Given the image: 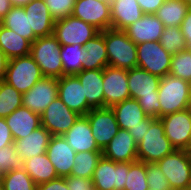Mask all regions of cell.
<instances>
[{
    "mask_svg": "<svg viewBox=\"0 0 191 190\" xmlns=\"http://www.w3.org/2000/svg\"><path fill=\"white\" fill-rule=\"evenodd\" d=\"M69 190H95L94 183L90 178H82L75 176L65 177Z\"/></svg>",
    "mask_w": 191,
    "mask_h": 190,
    "instance_id": "obj_43",
    "label": "cell"
},
{
    "mask_svg": "<svg viewBox=\"0 0 191 190\" xmlns=\"http://www.w3.org/2000/svg\"><path fill=\"white\" fill-rule=\"evenodd\" d=\"M129 170L130 162L117 163L102 155L92 176L95 190H124Z\"/></svg>",
    "mask_w": 191,
    "mask_h": 190,
    "instance_id": "obj_8",
    "label": "cell"
},
{
    "mask_svg": "<svg viewBox=\"0 0 191 190\" xmlns=\"http://www.w3.org/2000/svg\"><path fill=\"white\" fill-rule=\"evenodd\" d=\"M104 107L130 99L128 70L107 65L103 69Z\"/></svg>",
    "mask_w": 191,
    "mask_h": 190,
    "instance_id": "obj_14",
    "label": "cell"
},
{
    "mask_svg": "<svg viewBox=\"0 0 191 190\" xmlns=\"http://www.w3.org/2000/svg\"><path fill=\"white\" fill-rule=\"evenodd\" d=\"M0 24L15 31L31 43L37 39L32 29H30L29 16L26 15L24 6H13L11 10L0 20Z\"/></svg>",
    "mask_w": 191,
    "mask_h": 190,
    "instance_id": "obj_31",
    "label": "cell"
},
{
    "mask_svg": "<svg viewBox=\"0 0 191 190\" xmlns=\"http://www.w3.org/2000/svg\"><path fill=\"white\" fill-rule=\"evenodd\" d=\"M169 74L191 83V50L185 49L182 52L172 55Z\"/></svg>",
    "mask_w": 191,
    "mask_h": 190,
    "instance_id": "obj_39",
    "label": "cell"
},
{
    "mask_svg": "<svg viewBox=\"0 0 191 190\" xmlns=\"http://www.w3.org/2000/svg\"><path fill=\"white\" fill-rule=\"evenodd\" d=\"M165 0H137L144 14H155Z\"/></svg>",
    "mask_w": 191,
    "mask_h": 190,
    "instance_id": "obj_46",
    "label": "cell"
},
{
    "mask_svg": "<svg viewBox=\"0 0 191 190\" xmlns=\"http://www.w3.org/2000/svg\"><path fill=\"white\" fill-rule=\"evenodd\" d=\"M51 136L45 127L40 126L25 138L14 140L13 145L16 153L24 161L46 153Z\"/></svg>",
    "mask_w": 191,
    "mask_h": 190,
    "instance_id": "obj_25",
    "label": "cell"
},
{
    "mask_svg": "<svg viewBox=\"0 0 191 190\" xmlns=\"http://www.w3.org/2000/svg\"><path fill=\"white\" fill-rule=\"evenodd\" d=\"M62 136L76 153L102 152L96 144L86 116H79L74 125Z\"/></svg>",
    "mask_w": 191,
    "mask_h": 190,
    "instance_id": "obj_20",
    "label": "cell"
},
{
    "mask_svg": "<svg viewBox=\"0 0 191 190\" xmlns=\"http://www.w3.org/2000/svg\"><path fill=\"white\" fill-rule=\"evenodd\" d=\"M180 27L185 37L187 48L191 50V8L188 10Z\"/></svg>",
    "mask_w": 191,
    "mask_h": 190,
    "instance_id": "obj_47",
    "label": "cell"
},
{
    "mask_svg": "<svg viewBox=\"0 0 191 190\" xmlns=\"http://www.w3.org/2000/svg\"><path fill=\"white\" fill-rule=\"evenodd\" d=\"M12 7L10 0H0V20L11 10Z\"/></svg>",
    "mask_w": 191,
    "mask_h": 190,
    "instance_id": "obj_50",
    "label": "cell"
},
{
    "mask_svg": "<svg viewBox=\"0 0 191 190\" xmlns=\"http://www.w3.org/2000/svg\"><path fill=\"white\" fill-rule=\"evenodd\" d=\"M191 8V0H183Z\"/></svg>",
    "mask_w": 191,
    "mask_h": 190,
    "instance_id": "obj_52",
    "label": "cell"
},
{
    "mask_svg": "<svg viewBox=\"0 0 191 190\" xmlns=\"http://www.w3.org/2000/svg\"><path fill=\"white\" fill-rule=\"evenodd\" d=\"M166 177L171 190H183L190 186L191 154L186 150H174L156 162Z\"/></svg>",
    "mask_w": 191,
    "mask_h": 190,
    "instance_id": "obj_6",
    "label": "cell"
},
{
    "mask_svg": "<svg viewBox=\"0 0 191 190\" xmlns=\"http://www.w3.org/2000/svg\"><path fill=\"white\" fill-rule=\"evenodd\" d=\"M0 48L8 60L30 55L31 42L0 24Z\"/></svg>",
    "mask_w": 191,
    "mask_h": 190,
    "instance_id": "obj_28",
    "label": "cell"
},
{
    "mask_svg": "<svg viewBox=\"0 0 191 190\" xmlns=\"http://www.w3.org/2000/svg\"><path fill=\"white\" fill-rule=\"evenodd\" d=\"M23 163L13 144L0 149V177L12 170L23 168Z\"/></svg>",
    "mask_w": 191,
    "mask_h": 190,
    "instance_id": "obj_40",
    "label": "cell"
},
{
    "mask_svg": "<svg viewBox=\"0 0 191 190\" xmlns=\"http://www.w3.org/2000/svg\"><path fill=\"white\" fill-rule=\"evenodd\" d=\"M146 180L149 188L171 190L168 181L156 163H146Z\"/></svg>",
    "mask_w": 191,
    "mask_h": 190,
    "instance_id": "obj_41",
    "label": "cell"
},
{
    "mask_svg": "<svg viewBox=\"0 0 191 190\" xmlns=\"http://www.w3.org/2000/svg\"><path fill=\"white\" fill-rule=\"evenodd\" d=\"M188 152L191 154V140H190Z\"/></svg>",
    "mask_w": 191,
    "mask_h": 190,
    "instance_id": "obj_54",
    "label": "cell"
},
{
    "mask_svg": "<svg viewBox=\"0 0 191 190\" xmlns=\"http://www.w3.org/2000/svg\"><path fill=\"white\" fill-rule=\"evenodd\" d=\"M24 9L29 16L30 29L37 38L53 35L55 20L50 15L44 0H32L24 6Z\"/></svg>",
    "mask_w": 191,
    "mask_h": 190,
    "instance_id": "obj_23",
    "label": "cell"
},
{
    "mask_svg": "<svg viewBox=\"0 0 191 190\" xmlns=\"http://www.w3.org/2000/svg\"><path fill=\"white\" fill-rule=\"evenodd\" d=\"M42 77L44 76L36 61L27 55L8 60L4 81L23 94Z\"/></svg>",
    "mask_w": 191,
    "mask_h": 190,
    "instance_id": "obj_7",
    "label": "cell"
},
{
    "mask_svg": "<svg viewBox=\"0 0 191 190\" xmlns=\"http://www.w3.org/2000/svg\"><path fill=\"white\" fill-rule=\"evenodd\" d=\"M14 140L23 139L41 126V115L26 107H19L6 118Z\"/></svg>",
    "mask_w": 191,
    "mask_h": 190,
    "instance_id": "obj_24",
    "label": "cell"
},
{
    "mask_svg": "<svg viewBox=\"0 0 191 190\" xmlns=\"http://www.w3.org/2000/svg\"><path fill=\"white\" fill-rule=\"evenodd\" d=\"M58 97L80 116H85L92 109L84 96L83 86L75 75H64L58 79Z\"/></svg>",
    "mask_w": 191,
    "mask_h": 190,
    "instance_id": "obj_17",
    "label": "cell"
},
{
    "mask_svg": "<svg viewBox=\"0 0 191 190\" xmlns=\"http://www.w3.org/2000/svg\"><path fill=\"white\" fill-rule=\"evenodd\" d=\"M164 25L155 14H144L135 23L128 26L124 31L136 44L143 42H157L163 33Z\"/></svg>",
    "mask_w": 191,
    "mask_h": 190,
    "instance_id": "obj_21",
    "label": "cell"
},
{
    "mask_svg": "<svg viewBox=\"0 0 191 190\" xmlns=\"http://www.w3.org/2000/svg\"><path fill=\"white\" fill-rule=\"evenodd\" d=\"M75 76L83 86L88 105L91 108H103V69L82 70Z\"/></svg>",
    "mask_w": 191,
    "mask_h": 190,
    "instance_id": "obj_26",
    "label": "cell"
},
{
    "mask_svg": "<svg viewBox=\"0 0 191 190\" xmlns=\"http://www.w3.org/2000/svg\"><path fill=\"white\" fill-rule=\"evenodd\" d=\"M175 150L165 135L162 121L158 118L145 132L143 140L137 144L138 161L156 163Z\"/></svg>",
    "mask_w": 191,
    "mask_h": 190,
    "instance_id": "obj_5",
    "label": "cell"
},
{
    "mask_svg": "<svg viewBox=\"0 0 191 190\" xmlns=\"http://www.w3.org/2000/svg\"><path fill=\"white\" fill-rule=\"evenodd\" d=\"M7 63L8 59L5 56L3 50L0 48V81L5 79Z\"/></svg>",
    "mask_w": 191,
    "mask_h": 190,
    "instance_id": "obj_49",
    "label": "cell"
},
{
    "mask_svg": "<svg viewBox=\"0 0 191 190\" xmlns=\"http://www.w3.org/2000/svg\"><path fill=\"white\" fill-rule=\"evenodd\" d=\"M72 16L95 26L100 31L111 28L110 2L76 0Z\"/></svg>",
    "mask_w": 191,
    "mask_h": 190,
    "instance_id": "obj_15",
    "label": "cell"
},
{
    "mask_svg": "<svg viewBox=\"0 0 191 190\" xmlns=\"http://www.w3.org/2000/svg\"><path fill=\"white\" fill-rule=\"evenodd\" d=\"M159 42L164 50L171 55L187 49L185 37L180 26L164 27Z\"/></svg>",
    "mask_w": 191,
    "mask_h": 190,
    "instance_id": "obj_37",
    "label": "cell"
},
{
    "mask_svg": "<svg viewBox=\"0 0 191 190\" xmlns=\"http://www.w3.org/2000/svg\"><path fill=\"white\" fill-rule=\"evenodd\" d=\"M164 126L165 135L176 150L189 149L191 140V111L186 109L159 118Z\"/></svg>",
    "mask_w": 191,
    "mask_h": 190,
    "instance_id": "obj_11",
    "label": "cell"
},
{
    "mask_svg": "<svg viewBox=\"0 0 191 190\" xmlns=\"http://www.w3.org/2000/svg\"><path fill=\"white\" fill-rule=\"evenodd\" d=\"M0 190H4L1 179H0Z\"/></svg>",
    "mask_w": 191,
    "mask_h": 190,
    "instance_id": "obj_53",
    "label": "cell"
},
{
    "mask_svg": "<svg viewBox=\"0 0 191 190\" xmlns=\"http://www.w3.org/2000/svg\"><path fill=\"white\" fill-rule=\"evenodd\" d=\"M101 157H102V152L76 153L74 166L72 167L71 170V175L75 177L92 179L94 170Z\"/></svg>",
    "mask_w": 191,
    "mask_h": 190,
    "instance_id": "obj_35",
    "label": "cell"
},
{
    "mask_svg": "<svg viewBox=\"0 0 191 190\" xmlns=\"http://www.w3.org/2000/svg\"><path fill=\"white\" fill-rule=\"evenodd\" d=\"M111 28L125 30L139 20L144 12L137 0H111Z\"/></svg>",
    "mask_w": 191,
    "mask_h": 190,
    "instance_id": "obj_27",
    "label": "cell"
},
{
    "mask_svg": "<svg viewBox=\"0 0 191 190\" xmlns=\"http://www.w3.org/2000/svg\"><path fill=\"white\" fill-rule=\"evenodd\" d=\"M79 116L56 97L41 114V126L52 136L63 135L74 125Z\"/></svg>",
    "mask_w": 191,
    "mask_h": 190,
    "instance_id": "obj_13",
    "label": "cell"
},
{
    "mask_svg": "<svg viewBox=\"0 0 191 190\" xmlns=\"http://www.w3.org/2000/svg\"><path fill=\"white\" fill-rule=\"evenodd\" d=\"M83 48L84 55L86 56L83 70L104 69L108 65V55L102 31L86 42Z\"/></svg>",
    "mask_w": 191,
    "mask_h": 190,
    "instance_id": "obj_29",
    "label": "cell"
},
{
    "mask_svg": "<svg viewBox=\"0 0 191 190\" xmlns=\"http://www.w3.org/2000/svg\"><path fill=\"white\" fill-rule=\"evenodd\" d=\"M46 153L58 177L71 175L76 152L62 135L51 136Z\"/></svg>",
    "mask_w": 191,
    "mask_h": 190,
    "instance_id": "obj_18",
    "label": "cell"
},
{
    "mask_svg": "<svg viewBox=\"0 0 191 190\" xmlns=\"http://www.w3.org/2000/svg\"><path fill=\"white\" fill-rule=\"evenodd\" d=\"M98 1H102V2H111V0H98Z\"/></svg>",
    "mask_w": 191,
    "mask_h": 190,
    "instance_id": "obj_55",
    "label": "cell"
},
{
    "mask_svg": "<svg viewBox=\"0 0 191 190\" xmlns=\"http://www.w3.org/2000/svg\"><path fill=\"white\" fill-rule=\"evenodd\" d=\"M160 77L138 67L128 70L130 97L136 99L148 117L160 118L158 89Z\"/></svg>",
    "mask_w": 191,
    "mask_h": 190,
    "instance_id": "obj_1",
    "label": "cell"
},
{
    "mask_svg": "<svg viewBox=\"0 0 191 190\" xmlns=\"http://www.w3.org/2000/svg\"><path fill=\"white\" fill-rule=\"evenodd\" d=\"M99 33L100 30L95 26L73 16L56 20L54 23L53 35L61 45L79 44L84 46Z\"/></svg>",
    "mask_w": 191,
    "mask_h": 190,
    "instance_id": "obj_9",
    "label": "cell"
},
{
    "mask_svg": "<svg viewBox=\"0 0 191 190\" xmlns=\"http://www.w3.org/2000/svg\"><path fill=\"white\" fill-rule=\"evenodd\" d=\"M23 94L4 80L0 81V118H6L13 111L22 107Z\"/></svg>",
    "mask_w": 191,
    "mask_h": 190,
    "instance_id": "obj_34",
    "label": "cell"
},
{
    "mask_svg": "<svg viewBox=\"0 0 191 190\" xmlns=\"http://www.w3.org/2000/svg\"><path fill=\"white\" fill-rule=\"evenodd\" d=\"M190 7L183 0H165L155 15L164 27L181 26Z\"/></svg>",
    "mask_w": 191,
    "mask_h": 190,
    "instance_id": "obj_32",
    "label": "cell"
},
{
    "mask_svg": "<svg viewBox=\"0 0 191 190\" xmlns=\"http://www.w3.org/2000/svg\"><path fill=\"white\" fill-rule=\"evenodd\" d=\"M85 116L96 144L103 151L119 130L114 111L110 107L92 108Z\"/></svg>",
    "mask_w": 191,
    "mask_h": 190,
    "instance_id": "obj_12",
    "label": "cell"
},
{
    "mask_svg": "<svg viewBox=\"0 0 191 190\" xmlns=\"http://www.w3.org/2000/svg\"><path fill=\"white\" fill-rule=\"evenodd\" d=\"M14 139L10 132V128L8 127L5 118H0V149L5 146L12 145Z\"/></svg>",
    "mask_w": 191,
    "mask_h": 190,
    "instance_id": "obj_44",
    "label": "cell"
},
{
    "mask_svg": "<svg viewBox=\"0 0 191 190\" xmlns=\"http://www.w3.org/2000/svg\"><path fill=\"white\" fill-rule=\"evenodd\" d=\"M12 6H25L32 0H10Z\"/></svg>",
    "mask_w": 191,
    "mask_h": 190,
    "instance_id": "obj_51",
    "label": "cell"
},
{
    "mask_svg": "<svg viewBox=\"0 0 191 190\" xmlns=\"http://www.w3.org/2000/svg\"><path fill=\"white\" fill-rule=\"evenodd\" d=\"M116 116L119 129L128 130L146 126L153 118L148 117L136 99H127L111 107Z\"/></svg>",
    "mask_w": 191,
    "mask_h": 190,
    "instance_id": "obj_22",
    "label": "cell"
},
{
    "mask_svg": "<svg viewBox=\"0 0 191 190\" xmlns=\"http://www.w3.org/2000/svg\"><path fill=\"white\" fill-rule=\"evenodd\" d=\"M155 120L156 119L153 118L146 126H137V127L128 129V132L134 138L136 144L140 143L143 140L145 132L149 130L150 125Z\"/></svg>",
    "mask_w": 191,
    "mask_h": 190,
    "instance_id": "obj_48",
    "label": "cell"
},
{
    "mask_svg": "<svg viewBox=\"0 0 191 190\" xmlns=\"http://www.w3.org/2000/svg\"><path fill=\"white\" fill-rule=\"evenodd\" d=\"M60 56L63 63V76L76 75L83 70L86 56L82 45H61Z\"/></svg>",
    "mask_w": 191,
    "mask_h": 190,
    "instance_id": "obj_33",
    "label": "cell"
},
{
    "mask_svg": "<svg viewBox=\"0 0 191 190\" xmlns=\"http://www.w3.org/2000/svg\"><path fill=\"white\" fill-rule=\"evenodd\" d=\"M49 8L50 15L56 21L72 16L76 0H44Z\"/></svg>",
    "mask_w": 191,
    "mask_h": 190,
    "instance_id": "obj_42",
    "label": "cell"
},
{
    "mask_svg": "<svg viewBox=\"0 0 191 190\" xmlns=\"http://www.w3.org/2000/svg\"><path fill=\"white\" fill-rule=\"evenodd\" d=\"M146 163L141 161L130 162V170L126 176L124 190H147Z\"/></svg>",
    "mask_w": 191,
    "mask_h": 190,
    "instance_id": "obj_38",
    "label": "cell"
},
{
    "mask_svg": "<svg viewBox=\"0 0 191 190\" xmlns=\"http://www.w3.org/2000/svg\"><path fill=\"white\" fill-rule=\"evenodd\" d=\"M60 52L61 44L54 35L39 37L31 43L30 56L36 61L44 77L59 79L63 76Z\"/></svg>",
    "mask_w": 191,
    "mask_h": 190,
    "instance_id": "obj_4",
    "label": "cell"
},
{
    "mask_svg": "<svg viewBox=\"0 0 191 190\" xmlns=\"http://www.w3.org/2000/svg\"><path fill=\"white\" fill-rule=\"evenodd\" d=\"M160 118L164 115L186 110L191 103V83L181 78L165 75L158 89Z\"/></svg>",
    "mask_w": 191,
    "mask_h": 190,
    "instance_id": "obj_2",
    "label": "cell"
},
{
    "mask_svg": "<svg viewBox=\"0 0 191 190\" xmlns=\"http://www.w3.org/2000/svg\"><path fill=\"white\" fill-rule=\"evenodd\" d=\"M171 58L159 41L137 45V67L160 78L169 74Z\"/></svg>",
    "mask_w": 191,
    "mask_h": 190,
    "instance_id": "obj_10",
    "label": "cell"
},
{
    "mask_svg": "<svg viewBox=\"0 0 191 190\" xmlns=\"http://www.w3.org/2000/svg\"><path fill=\"white\" fill-rule=\"evenodd\" d=\"M108 55V65L131 70L137 67V45L124 30L109 28L102 31Z\"/></svg>",
    "mask_w": 191,
    "mask_h": 190,
    "instance_id": "obj_3",
    "label": "cell"
},
{
    "mask_svg": "<svg viewBox=\"0 0 191 190\" xmlns=\"http://www.w3.org/2000/svg\"><path fill=\"white\" fill-rule=\"evenodd\" d=\"M56 97L58 79L42 77L29 91L23 93L22 105L41 115Z\"/></svg>",
    "mask_w": 191,
    "mask_h": 190,
    "instance_id": "obj_16",
    "label": "cell"
},
{
    "mask_svg": "<svg viewBox=\"0 0 191 190\" xmlns=\"http://www.w3.org/2000/svg\"><path fill=\"white\" fill-rule=\"evenodd\" d=\"M23 168L37 185L58 178L47 153L24 160Z\"/></svg>",
    "mask_w": 191,
    "mask_h": 190,
    "instance_id": "obj_30",
    "label": "cell"
},
{
    "mask_svg": "<svg viewBox=\"0 0 191 190\" xmlns=\"http://www.w3.org/2000/svg\"><path fill=\"white\" fill-rule=\"evenodd\" d=\"M0 179L4 190H37L38 186L24 168L12 170Z\"/></svg>",
    "mask_w": 191,
    "mask_h": 190,
    "instance_id": "obj_36",
    "label": "cell"
},
{
    "mask_svg": "<svg viewBox=\"0 0 191 190\" xmlns=\"http://www.w3.org/2000/svg\"><path fill=\"white\" fill-rule=\"evenodd\" d=\"M102 155L117 163L135 162L138 160L137 144L128 130L119 129L102 151Z\"/></svg>",
    "mask_w": 191,
    "mask_h": 190,
    "instance_id": "obj_19",
    "label": "cell"
},
{
    "mask_svg": "<svg viewBox=\"0 0 191 190\" xmlns=\"http://www.w3.org/2000/svg\"><path fill=\"white\" fill-rule=\"evenodd\" d=\"M37 190H69L65 177H58L49 182L39 184Z\"/></svg>",
    "mask_w": 191,
    "mask_h": 190,
    "instance_id": "obj_45",
    "label": "cell"
}]
</instances>
